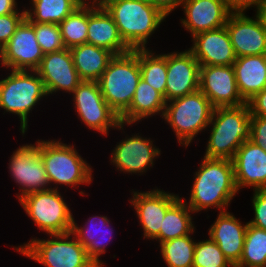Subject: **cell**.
<instances>
[{
  "mask_svg": "<svg viewBox=\"0 0 266 267\" xmlns=\"http://www.w3.org/2000/svg\"><path fill=\"white\" fill-rule=\"evenodd\" d=\"M189 202L185 203L194 213L202 210L219 209L227 211L230 202L239 193L232 160L203 157L194 173Z\"/></svg>",
  "mask_w": 266,
  "mask_h": 267,
  "instance_id": "obj_1",
  "label": "cell"
},
{
  "mask_svg": "<svg viewBox=\"0 0 266 267\" xmlns=\"http://www.w3.org/2000/svg\"><path fill=\"white\" fill-rule=\"evenodd\" d=\"M101 5L113 17L124 43L131 49H146L148 39L168 16L157 6L139 0H104Z\"/></svg>",
  "mask_w": 266,
  "mask_h": 267,
  "instance_id": "obj_2",
  "label": "cell"
},
{
  "mask_svg": "<svg viewBox=\"0 0 266 267\" xmlns=\"http://www.w3.org/2000/svg\"><path fill=\"white\" fill-rule=\"evenodd\" d=\"M208 128L211 132L204 156L232 160L238 148L250 140L251 114L248 104L214 108Z\"/></svg>",
  "mask_w": 266,
  "mask_h": 267,
  "instance_id": "obj_3",
  "label": "cell"
},
{
  "mask_svg": "<svg viewBox=\"0 0 266 267\" xmlns=\"http://www.w3.org/2000/svg\"><path fill=\"white\" fill-rule=\"evenodd\" d=\"M39 152L50 188L58 190L59 185H66L67 188L71 186L70 188L76 189L81 184L90 185L93 181L92 167L79 155L75 145H68L56 139L50 141L40 139Z\"/></svg>",
  "mask_w": 266,
  "mask_h": 267,
  "instance_id": "obj_4",
  "label": "cell"
},
{
  "mask_svg": "<svg viewBox=\"0 0 266 267\" xmlns=\"http://www.w3.org/2000/svg\"><path fill=\"white\" fill-rule=\"evenodd\" d=\"M140 79L138 49L115 55L102 73L98 81L102 96L119 117L130 107Z\"/></svg>",
  "mask_w": 266,
  "mask_h": 267,
  "instance_id": "obj_5",
  "label": "cell"
},
{
  "mask_svg": "<svg viewBox=\"0 0 266 267\" xmlns=\"http://www.w3.org/2000/svg\"><path fill=\"white\" fill-rule=\"evenodd\" d=\"M8 74L0 80V109L19 116V130L24 136L30 112L48 94L36 71L10 70Z\"/></svg>",
  "mask_w": 266,
  "mask_h": 267,
  "instance_id": "obj_6",
  "label": "cell"
},
{
  "mask_svg": "<svg viewBox=\"0 0 266 267\" xmlns=\"http://www.w3.org/2000/svg\"><path fill=\"white\" fill-rule=\"evenodd\" d=\"M213 110L209 99L198 90L166 102L162 118L172 128L177 142L187 147L199 133L207 130Z\"/></svg>",
  "mask_w": 266,
  "mask_h": 267,
  "instance_id": "obj_7",
  "label": "cell"
},
{
  "mask_svg": "<svg viewBox=\"0 0 266 267\" xmlns=\"http://www.w3.org/2000/svg\"><path fill=\"white\" fill-rule=\"evenodd\" d=\"M47 236L51 239L32 238L13 249L45 267H96L71 232Z\"/></svg>",
  "mask_w": 266,
  "mask_h": 267,
  "instance_id": "obj_8",
  "label": "cell"
},
{
  "mask_svg": "<svg viewBox=\"0 0 266 267\" xmlns=\"http://www.w3.org/2000/svg\"><path fill=\"white\" fill-rule=\"evenodd\" d=\"M63 197L50 188L29 193L19 203L39 230L48 235L65 234L72 230L73 214Z\"/></svg>",
  "mask_w": 266,
  "mask_h": 267,
  "instance_id": "obj_9",
  "label": "cell"
},
{
  "mask_svg": "<svg viewBox=\"0 0 266 267\" xmlns=\"http://www.w3.org/2000/svg\"><path fill=\"white\" fill-rule=\"evenodd\" d=\"M78 118L90 130L107 136L109 129L124 130V123L102 96L97 81H82L71 93Z\"/></svg>",
  "mask_w": 266,
  "mask_h": 267,
  "instance_id": "obj_10",
  "label": "cell"
},
{
  "mask_svg": "<svg viewBox=\"0 0 266 267\" xmlns=\"http://www.w3.org/2000/svg\"><path fill=\"white\" fill-rule=\"evenodd\" d=\"M9 173L19 187L18 200L23 196L50 189L43 159L39 152V139L35 144L19 146L9 159Z\"/></svg>",
  "mask_w": 266,
  "mask_h": 267,
  "instance_id": "obj_11",
  "label": "cell"
},
{
  "mask_svg": "<svg viewBox=\"0 0 266 267\" xmlns=\"http://www.w3.org/2000/svg\"><path fill=\"white\" fill-rule=\"evenodd\" d=\"M44 56L32 23L25 18L1 49L0 65L8 70L35 71Z\"/></svg>",
  "mask_w": 266,
  "mask_h": 267,
  "instance_id": "obj_12",
  "label": "cell"
},
{
  "mask_svg": "<svg viewBox=\"0 0 266 267\" xmlns=\"http://www.w3.org/2000/svg\"><path fill=\"white\" fill-rule=\"evenodd\" d=\"M117 143L112 149L111 164L124 174H145L148 168L153 167L154 161L161 150L153 144V140L142 137L139 133L128 137Z\"/></svg>",
  "mask_w": 266,
  "mask_h": 267,
  "instance_id": "obj_13",
  "label": "cell"
},
{
  "mask_svg": "<svg viewBox=\"0 0 266 267\" xmlns=\"http://www.w3.org/2000/svg\"><path fill=\"white\" fill-rule=\"evenodd\" d=\"M199 90L214 108L247 103L239 93L233 65L200 66Z\"/></svg>",
  "mask_w": 266,
  "mask_h": 267,
  "instance_id": "obj_14",
  "label": "cell"
},
{
  "mask_svg": "<svg viewBox=\"0 0 266 267\" xmlns=\"http://www.w3.org/2000/svg\"><path fill=\"white\" fill-rule=\"evenodd\" d=\"M131 194L133 195L129 201L142 226L143 238L153 241L160 233L166 211L180 196L157 187L146 192L132 191Z\"/></svg>",
  "mask_w": 266,
  "mask_h": 267,
  "instance_id": "obj_15",
  "label": "cell"
},
{
  "mask_svg": "<svg viewBox=\"0 0 266 267\" xmlns=\"http://www.w3.org/2000/svg\"><path fill=\"white\" fill-rule=\"evenodd\" d=\"M35 71L44 82L48 96L59 91L71 94L82 82L67 48L44 54Z\"/></svg>",
  "mask_w": 266,
  "mask_h": 267,
  "instance_id": "obj_16",
  "label": "cell"
},
{
  "mask_svg": "<svg viewBox=\"0 0 266 267\" xmlns=\"http://www.w3.org/2000/svg\"><path fill=\"white\" fill-rule=\"evenodd\" d=\"M166 102L199 90L200 64L189 51L166 54Z\"/></svg>",
  "mask_w": 266,
  "mask_h": 267,
  "instance_id": "obj_17",
  "label": "cell"
},
{
  "mask_svg": "<svg viewBox=\"0 0 266 267\" xmlns=\"http://www.w3.org/2000/svg\"><path fill=\"white\" fill-rule=\"evenodd\" d=\"M225 26L236 57L266 55V26L256 14L231 13Z\"/></svg>",
  "mask_w": 266,
  "mask_h": 267,
  "instance_id": "obj_18",
  "label": "cell"
},
{
  "mask_svg": "<svg viewBox=\"0 0 266 267\" xmlns=\"http://www.w3.org/2000/svg\"><path fill=\"white\" fill-rule=\"evenodd\" d=\"M184 10L181 26L191 33H198L224 27L232 13L222 0H181L178 7Z\"/></svg>",
  "mask_w": 266,
  "mask_h": 267,
  "instance_id": "obj_19",
  "label": "cell"
},
{
  "mask_svg": "<svg viewBox=\"0 0 266 267\" xmlns=\"http://www.w3.org/2000/svg\"><path fill=\"white\" fill-rule=\"evenodd\" d=\"M188 50L200 66L233 65L236 55L226 26L201 32L192 37Z\"/></svg>",
  "mask_w": 266,
  "mask_h": 267,
  "instance_id": "obj_20",
  "label": "cell"
},
{
  "mask_svg": "<svg viewBox=\"0 0 266 267\" xmlns=\"http://www.w3.org/2000/svg\"><path fill=\"white\" fill-rule=\"evenodd\" d=\"M238 191L252 187L266 189V150L246 140L232 158Z\"/></svg>",
  "mask_w": 266,
  "mask_h": 267,
  "instance_id": "obj_21",
  "label": "cell"
},
{
  "mask_svg": "<svg viewBox=\"0 0 266 267\" xmlns=\"http://www.w3.org/2000/svg\"><path fill=\"white\" fill-rule=\"evenodd\" d=\"M248 222L242 224L232 213L219 212L208 228L209 238L214 241L225 257L235 267L241 258Z\"/></svg>",
  "mask_w": 266,
  "mask_h": 267,
  "instance_id": "obj_22",
  "label": "cell"
},
{
  "mask_svg": "<svg viewBox=\"0 0 266 267\" xmlns=\"http://www.w3.org/2000/svg\"><path fill=\"white\" fill-rule=\"evenodd\" d=\"M87 43L121 55L131 51L121 38L113 17L101 4L88 5Z\"/></svg>",
  "mask_w": 266,
  "mask_h": 267,
  "instance_id": "obj_23",
  "label": "cell"
},
{
  "mask_svg": "<svg viewBox=\"0 0 266 267\" xmlns=\"http://www.w3.org/2000/svg\"><path fill=\"white\" fill-rule=\"evenodd\" d=\"M74 219L73 217L71 233L85 247L87 256L96 267H104V262L99 258L106 252L107 242L112 240V236H105L106 233L112 235V231H114L113 228H110V219L107 216L95 215L89 217L83 226H79Z\"/></svg>",
  "mask_w": 266,
  "mask_h": 267,
  "instance_id": "obj_24",
  "label": "cell"
},
{
  "mask_svg": "<svg viewBox=\"0 0 266 267\" xmlns=\"http://www.w3.org/2000/svg\"><path fill=\"white\" fill-rule=\"evenodd\" d=\"M233 68L239 93L246 102L266 88V55L237 57Z\"/></svg>",
  "mask_w": 266,
  "mask_h": 267,
  "instance_id": "obj_25",
  "label": "cell"
},
{
  "mask_svg": "<svg viewBox=\"0 0 266 267\" xmlns=\"http://www.w3.org/2000/svg\"><path fill=\"white\" fill-rule=\"evenodd\" d=\"M166 100L142 79L139 80L130 107L119 117L125 125H133L154 115L163 116Z\"/></svg>",
  "mask_w": 266,
  "mask_h": 267,
  "instance_id": "obj_26",
  "label": "cell"
},
{
  "mask_svg": "<svg viewBox=\"0 0 266 267\" xmlns=\"http://www.w3.org/2000/svg\"><path fill=\"white\" fill-rule=\"evenodd\" d=\"M69 50L82 81L98 82L109 61L115 56L107 49L88 43L72 47Z\"/></svg>",
  "mask_w": 266,
  "mask_h": 267,
  "instance_id": "obj_27",
  "label": "cell"
},
{
  "mask_svg": "<svg viewBox=\"0 0 266 267\" xmlns=\"http://www.w3.org/2000/svg\"><path fill=\"white\" fill-rule=\"evenodd\" d=\"M194 212L180 197L167 211L162 220L159 235L154 239L162 243L195 232Z\"/></svg>",
  "mask_w": 266,
  "mask_h": 267,
  "instance_id": "obj_28",
  "label": "cell"
},
{
  "mask_svg": "<svg viewBox=\"0 0 266 267\" xmlns=\"http://www.w3.org/2000/svg\"><path fill=\"white\" fill-rule=\"evenodd\" d=\"M138 59L141 79L161 93L166 100V54H156L148 48L138 49Z\"/></svg>",
  "mask_w": 266,
  "mask_h": 267,
  "instance_id": "obj_29",
  "label": "cell"
},
{
  "mask_svg": "<svg viewBox=\"0 0 266 267\" xmlns=\"http://www.w3.org/2000/svg\"><path fill=\"white\" fill-rule=\"evenodd\" d=\"M30 9H25L30 22L59 24L79 5L73 0H30Z\"/></svg>",
  "mask_w": 266,
  "mask_h": 267,
  "instance_id": "obj_30",
  "label": "cell"
},
{
  "mask_svg": "<svg viewBox=\"0 0 266 267\" xmlns=\"http://www.w3.org/2000/svg\"><path fill=\"white\" fill-rule=\"evenodd\" d=\"M235 267H266V230L248 224L242 255Z\"/></svg>",
  "mask_w": 266,
  "mask_h": 267,
  "instance_id": "obj_31",
  "label": "cell"
},
{
  "mask_svg": "<svg viewBox=\"0 0 266 267\" xmlns=\"http://www.w3.org/2000/svg\"><path fill=\"white\" fill-rule=\"evenodd\" d=\"M191 237L189 234L160 243L161 258L168 267H193L196 240Z\"/></svg>",
  "mask_w": 266,
  "mask_h": 267,
  "instance_id": "obj_32",
  "label": "cell"
},
{
  "mask_svg": "<svg viewBox=\"0 0 266 267\" xmlns=\"http://www.w3.org/2000/svg\"><path fill=\"white\" fill-rule=\"evenodd\" d=\"M58 25L67 49L87 43L88 6L77 7Z\"/></svg>",
  "mask_w": 266,
  "mask_h": 267,
  "instance_id": "obj_33",
  "label": "cell"
},
{
  "mask_svg": "<svg viewBox=\"0 0 266 267\" xmlns=\"http://www.w3.org/2000/svg\"><path fill=\"white\" fill-rule=\"evenodd\" d=\"M193 267H234L210 238L195 244Z\"/></svg>",
  "mask_w": 266,
  "mask_h": 267,
  "instance_id": "obj_34",
  "label": "cell"
},
{
  "mask_svg": "<svg viewBox=\"0 0 266 267\" xmlns=\"http://www.w3.org/2000/svg\"><path fill=\"white\" fill-rule=\"evenodd\" d=\"M36 40L44 54L65 49L58 24L31 22Z\"/></svg>",
  "mask_w": 266,
  "mask_h": 267,
  "instance_id": "obj_35",
  "label": "cell"
},
{
  "mask_svg": "<svg viewBox=\"0 0 266 267\" xmlns=\"http://www.w3.org/2000/svg\"><path fill=\"white\" fill-rule=\"evenodd\" d=\"M26 18L25 7L22 12L0 16V49L10 40L20 23Z\"/></svg>",
  "mask_w": 266,
  "mask_h": 267,
  "instance_id": "obj_36",
  "label": "cell"
},
{
  "mask_svg": "<svg viewBox=\"0 0 266 267\" xmlns=\"http://www.w3.org/2000/svg\"><path fill=\"white\" fill-rule=\"evenodd\" d=\"M253 192L254 218L248 224L266 230V189H257Z\"/></svg>",
  "mask_w": 266,
  "mask_h": 267,
  "instance_id": "obj_37",
  "label": "cell"
},
{
  "mask_svg": "<svg viewBox=\"0 0 266 267\" xmlns=\"http://www.w3.org/2000/svg\"><path fill=\"white\" fill-rule=\"evenodd\" d=\"M250 141L266 150V117L251 116Z\"/></svg>",
  "mask_w": 266,
  "mask_h": 267,
  "instance_id": "obj_38",
  "label": "cell"
},
{
  "mask_svg": "<svg viewBox=\"0 0 266 267\" xmlns=\"http://www.w3.org/2000/svg\"><path fill=\"white\" fill-rule=\"evenodd\" d=\"M251 116L266 117V88L247 101Z\"/></svg>",
  "mask_w": 266,
  "mask_h": 267,
  "instance_id": "obj_39",
  "label": "cell"
},
{
  "mask_svg": "<svg viewBox=\"0 0 266 267\" xmlns=\"http://www.w3.org/2000/svg\"><path fill=\"white\" fill-rule=\"evenodd\" d=\"M232 13H242L251 7L258 9L261 0H222Z\"/></svg>",
  "mask_w": 266,
  "mask_h": 267,
  "instance_id": "obj_40",
  "label": "cell"
},
{
  "mask_svg": "<svg viewBox=\"0 0 266 267\" xmlns=\"http://www.w3.org/2000/svg\"><path fill=\"white\" fill-rule=\"evenodd\" d=\"M147 4H151L162 9L168 16L174 11L181 0H139Z\"/></svg>",
  "mask_w": 266,
  "mask_h": 267,
  "instance_id": "obj_41",
  "label": "cell"
},
{
  "mask_svg": "<svg viewBox=\"0 0 266 267\" xmlns=\"http://www.w3.org/2000/svg\"><path fill=\"white\" fill-rule=\"evenodd\" d=\"M16 1L17 0H0V16L20 12Z\"/></svg>",
  "mask_w": 266,
  "mask_h": 267,
  "instance_id": "obj_42",
  "label": "cell"
},
{
  "mask_svg": "<svg viewBox=\"0 0 266 267\" xmlns=\"http://www.w3.org/2000/svg\"><path fill=\"white\" fill-rule=\"evenodd\" d=\"M256 15L260 18L261 22L266 26V0H261Z\"/></svg>",
  "mask_w": 266,
  "mask_h": 267,
  "instance_id": "obj_43",
  "label": "cell"
},
{
  "mask_svg": "<svg viewBox=\"0 0 266 267\" xmlns=\"http://www.w3.org/2000/svg\"><path fill=\"white\" fill-rule=\"evenodd\" d=\"M73 1H75L79 6H88L92 4H98L95 0H73Z\"/></svg>",
  "mask_w": 266,
  "mask_h": 267,
  "instance_id": "obj_44",
  "label": "cell"
},
{
  "mask_svg": "<svg viewBox=\"0 0 266 267\" xmlns=\"http://www.w3.org/2000/svg\"><path fill=\"white\" fill-rule=\"evenodd\" d=\"M98 4H101L104 0H95Z\"/></svg>",
  "mask_w": 266,
  "mask_h": 267,
  "instance_id": "obj_45",
  "label": "cell"
}]
</instances>
